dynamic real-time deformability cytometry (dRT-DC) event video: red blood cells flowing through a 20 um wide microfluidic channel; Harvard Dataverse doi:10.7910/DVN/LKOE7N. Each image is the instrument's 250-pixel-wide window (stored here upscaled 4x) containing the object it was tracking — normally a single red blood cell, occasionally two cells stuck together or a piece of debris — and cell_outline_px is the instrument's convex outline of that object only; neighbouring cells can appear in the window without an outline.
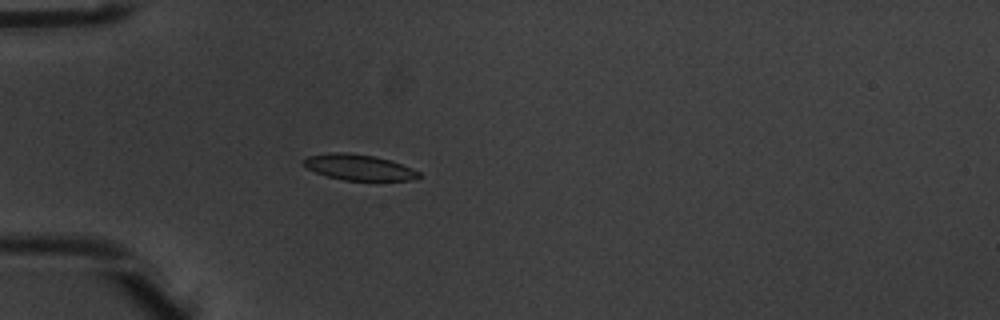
{"species": "common noctule bat (a hibernating species)", "species_latin": "Nyctalus noctula", "temperature_condition": "warm", "stored_images_in_passage": 5, "camera_frame_rate_fps": 3000, "um_per_image_px": 0.085, "animal": {"sex": "male", "body_mass_g": 20.1, "forearm_length_mm": 53.5}, "frame": {"image": 1, "passage_image": 5, "time_ms": 1.333, "image_size_px": [1000, 320], "cell_outline_px": [[420, 176], [412, 180], [380, 184], [344, 180], [328, 176], [316, 172], [308, 168], [304, 164], [304, 160], [308, 156], [332, 152], [348, 152], [376, 156], [392, 160], [412, 168], [420, 172]], "centroid_in_image_um": [30.63, 14.27], "position_along_channel_um": 54.4, "area_um2": 18.21}}